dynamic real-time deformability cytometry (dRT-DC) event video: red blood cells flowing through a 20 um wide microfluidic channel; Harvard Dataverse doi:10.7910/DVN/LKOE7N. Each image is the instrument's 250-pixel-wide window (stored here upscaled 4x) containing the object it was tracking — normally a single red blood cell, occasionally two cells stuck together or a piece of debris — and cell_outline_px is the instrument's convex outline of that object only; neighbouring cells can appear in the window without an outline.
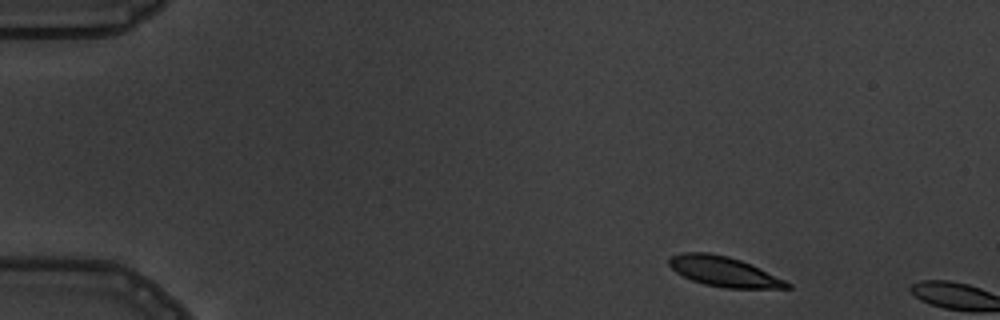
{"species": "common noctule bat (a hibernating species)", "species_latin": "Nyctalus noctula", "temperature_condition": "warm", "stored_images_in_passage": 2, "camera_frame_rate_fps": 3000, "um_per_image_px": 0.085, "animal": {"sex": "male", "body_mass_g": 19.5, "forearm_length_mm": 54.6}, "frame": {"image": 1, "passage_image": 1, "time_ms": 0.0, "image_size_px": [1000, 320], "cell_outline_px": [[792, 288], [724, 288], [704, 284], [692, 280], [676, 272], [668, 264], [668, 260], [672, 256], [684, 252], [708, 252], [728, 256], [752, 264], [792, 284]], "centroid_in_image_um": [61.53, 23.08], "position_along_channel_um": 23.5, "area_um2": 20.52}}